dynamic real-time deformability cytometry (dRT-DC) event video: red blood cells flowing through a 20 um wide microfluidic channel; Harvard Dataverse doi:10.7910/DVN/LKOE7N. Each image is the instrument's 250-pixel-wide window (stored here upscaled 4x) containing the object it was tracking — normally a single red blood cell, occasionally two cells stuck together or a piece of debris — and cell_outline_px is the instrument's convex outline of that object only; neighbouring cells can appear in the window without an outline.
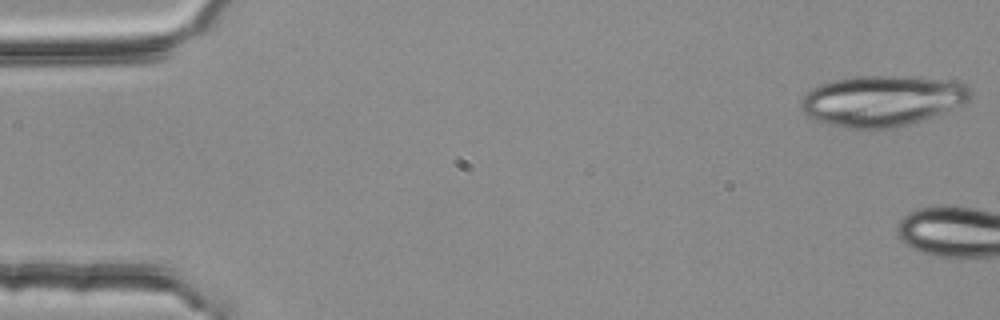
{"species": "common noctule bat (a hibernating species)", "species_latin": "Nyctalus noctula", "temperature_condition": "room temperature", "stored_images_in_passage": 5, "camera_frame_rate_fps": 3000, "um_per_image_px": 0.085, "animal": {"sex": "female", "body_mass_g": 25.1}, "frame": {"image": 1, "passage_image": 1, "time_ms": 0.0, "image_size_px": [1000, 320], "cell_outline_px": [[972, 96], [964, 104], [932, 116], [908, 124], [888, 128], [848, 128], [828, 124], [816, 120], [808, 116], [800, 108], [800, 100], [812, 88], [820, 84], [832, 80], [852, 76], [912, 76], [956, 80], [964, 84], [972, 92]], "centroid_in_image_um": [74.99, 8.54], "position_along_channel_um": 10.0, "area_um2": 50.23}}